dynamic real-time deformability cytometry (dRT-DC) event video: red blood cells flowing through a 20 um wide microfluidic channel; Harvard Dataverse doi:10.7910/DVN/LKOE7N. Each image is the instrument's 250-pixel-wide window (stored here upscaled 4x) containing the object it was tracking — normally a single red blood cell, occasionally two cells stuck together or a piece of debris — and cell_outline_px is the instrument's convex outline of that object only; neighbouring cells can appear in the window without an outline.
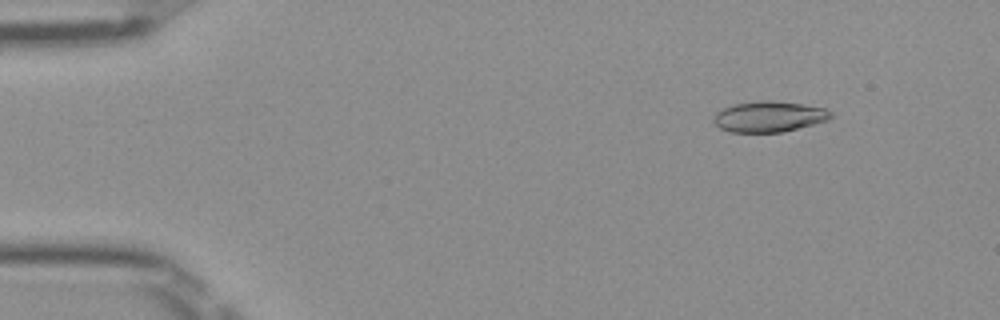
{"species": "Egyptian fruit bat (a non-hibernating species)", "species_latin": "Rousettus aegyptiacus", "temperature_condition": "room temperature", "stored_images_in_passage": 51, "camera_frame_rate_fps": 3000, "um_per_image_px": 0.085, "frame": {"image": 1, "passage_image": 6, "time_ms": 1.667, "image_size_px": [1000, 320], "cell_outline_px": [[832, 116], [828, 120], [780, 132], [728, 132], [720, 128], [712, 120], [712, 116], [716, 112], [724, 108], [736, 104], [760, 100], [772, 100], [804, 104], [824, 108], [832, 112]], "centroid_in_image_um": [65.34, 9.9], "position_along_channel_um": 19.7, "area_um2": 20.92}}
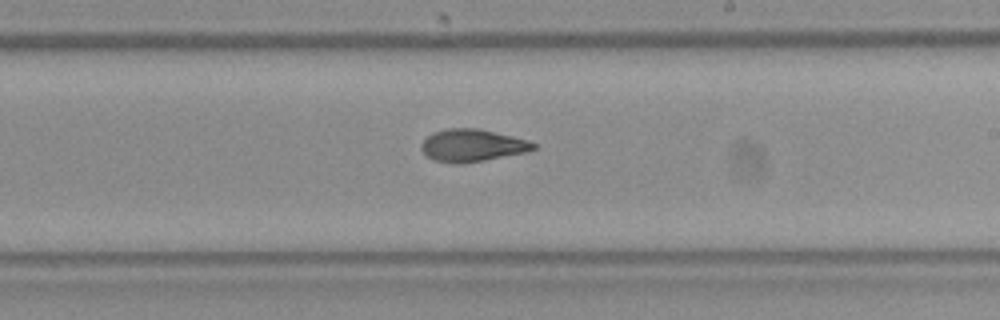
{"frame": {"image": 2, "passage_image": 30, "time_ms": 9.667, "image_size_px": [1000, 320], "cell_outline_px": [[536, 148], [528, 152], [484, 160], [456, 164], [432, 160], [420, 148], [420, 144], [432, 132], [444, 128], [476, 128], [512, 136], [528, 140], [536, 144]], "centroid_in_image_um": [40.12, 12.36], "position_along_channel_um": 248.9, "area_um2": 21.15}}
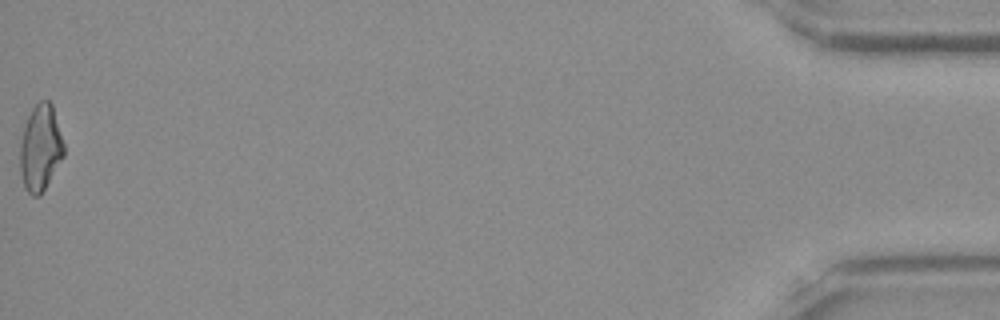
{"frame": {"image": 3, "passage_image": 51, "time_ms": 16.667, "image_size_px": [1000, 320], "cell_outline_px": [[64, 156], [40, 196], [32, 196], [24, 188], [20, 172], [20, 144], [24, 128], [28, 116], [32, 108], [40, 100], [48, 100], [52, 104], [64, 144]], "centroid_in_image_um": [3.43, 12.59], "position_along_channel_um": 431.8, "area_um2": 21.96}, "authors_computed_cell_mechanics": {"area_um2": 21.2704, "velocity_mm_per_s": 4.0169, "shape_relaxation_time_tau1_ms": 5.9835, "shape_relaxation_time_tau2_ms": 2.5048, "deformation_change_tau1": 0.1863, "deformation_change_tau2": 0.0818}}